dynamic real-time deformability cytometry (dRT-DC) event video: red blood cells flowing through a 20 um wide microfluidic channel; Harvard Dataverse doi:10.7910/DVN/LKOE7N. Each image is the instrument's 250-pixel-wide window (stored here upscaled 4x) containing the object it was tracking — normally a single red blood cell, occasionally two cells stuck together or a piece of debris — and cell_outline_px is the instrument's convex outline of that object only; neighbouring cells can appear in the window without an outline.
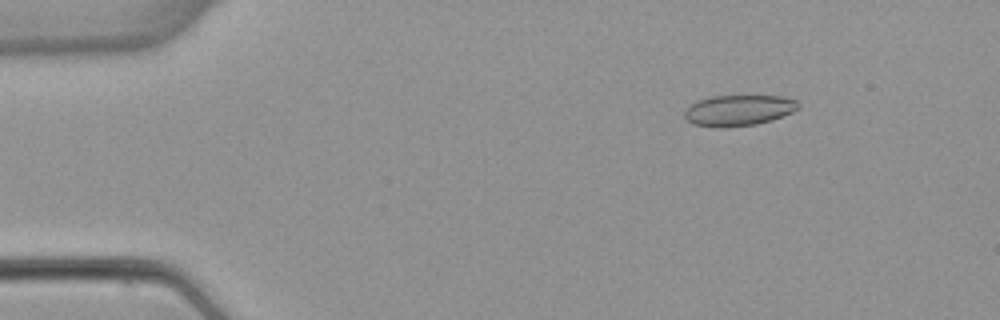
{"species": "common noctule bat (a hibernating species)", "species_latin": "Nyctalus noctula", "temperature_condition": "warm", "stored_images_in_passage": 4, "camera_frame_rate_fps": 3000, "um_per_image_px": 0.085, "animal": {"sex": "female", "body_mass_g": 22.7, "forearm_length_mm": 54.2}, "frame": {"image": 1, "passage_image": 2, "time_ms": 1.0, "image_size_px": [1000, 320], "cell_outline_px": [[800, 108], [792, 112], [772, 120], [756, 124], [728, 128], [712, 128], [692, 124], [684, 116], [684, 112], [692, 104], [708, 96], [784, 96], [796, 100], [800, 104]], "centroid_in_image_um": [62.79, 9.39], "position_along_channel_um": 22.2, "area_um2": 20.69}}
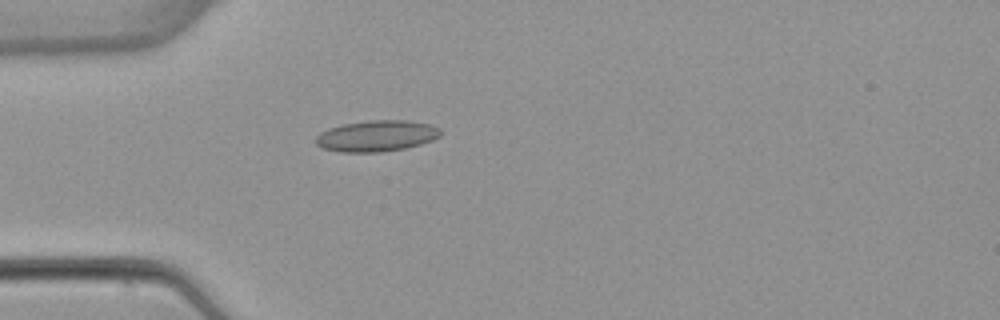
{"frame": {"image": 2, "passage_image": 4, "time_ms": 3.667, "image_size_px": [1000, 320], "cell_outline_px": [[440, 136], [432, 140], [420, 144], [404, 148], [380, 152], [340, 152], [320, 148], [316, 144], [316, 136], [320, 132], [328, 128], [344, 124], [368, 120], [408, 120], [428, 124], [440, 128]], "centroid_in_image_um": [31.97, 11.55], "position_along_channel_um": 53.0, "area_um2": 22.66}}